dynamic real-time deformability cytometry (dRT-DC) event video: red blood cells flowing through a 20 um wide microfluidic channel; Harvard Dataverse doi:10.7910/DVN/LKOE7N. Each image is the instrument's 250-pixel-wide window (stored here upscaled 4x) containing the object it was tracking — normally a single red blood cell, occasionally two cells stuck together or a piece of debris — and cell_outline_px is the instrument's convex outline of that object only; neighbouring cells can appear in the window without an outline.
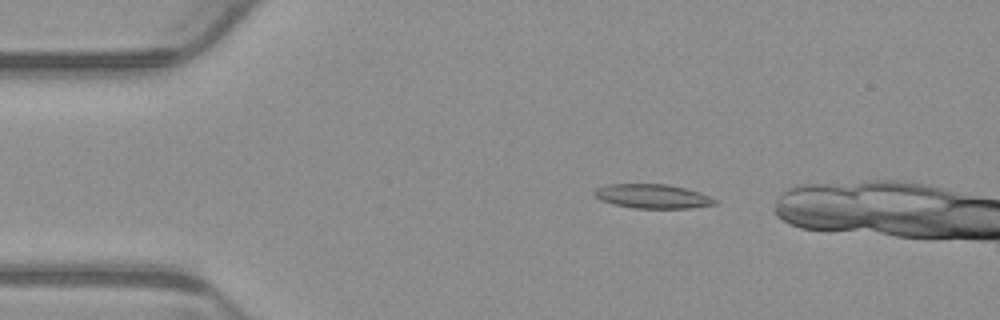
{"species": "common noctule bat (a hibernating species)", "species_latin": "Nyctalus noctula", "temperature_condition": "warm", "stored_images_in_passage": 4, "camera_frame_rate_fps": 3000, "um_per_image_px": 0.085, "animal": {"sex": "male", "body_mass_g": 23.1, "forearm_length_mm": 52.7}, "frame": {"image": 1, "passage_image": 2, "time_ms": 0.333, "image_size_px": [1000, 320], "cell_outline_px": [[720, 200], [716, 204], [692, 208], [636, 208], [612, 204], [600, 200], [592, 192], [596, 188], [608, 184], [668, 184], [700, 192]], "centroid_in_image_um": [55.49, 16.68], "position_along_channel_um": 29.5, "area_um2": 17.11}}